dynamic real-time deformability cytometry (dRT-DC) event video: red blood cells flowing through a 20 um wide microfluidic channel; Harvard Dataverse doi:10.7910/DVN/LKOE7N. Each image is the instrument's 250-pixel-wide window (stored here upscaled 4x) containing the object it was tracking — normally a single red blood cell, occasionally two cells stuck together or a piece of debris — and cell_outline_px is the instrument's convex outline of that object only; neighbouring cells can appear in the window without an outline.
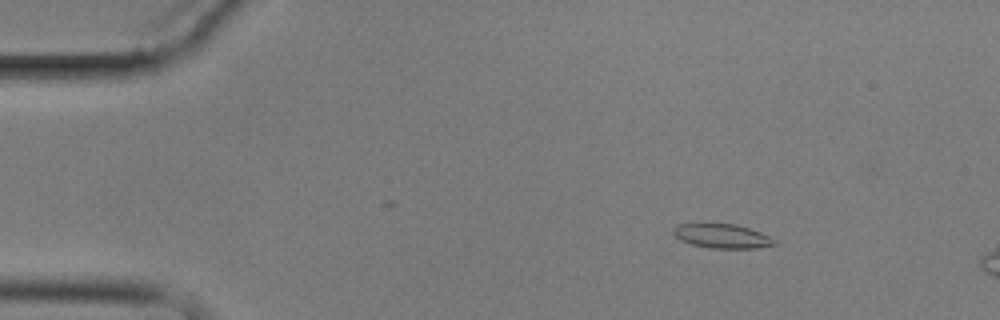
{"species": "common noctule bat (a hibernating species)", "species_latin": "Nyctalus noctula", "temperature_condition": "cold", "stored_images_in_passage": 4, "camera_frame_rate_fps": 3000, "um_per_image_px": 0.085, "animal": {"sex": "male", "body_mass_g": 17.9}, "frame": {"image": 1, "passage_image": 2, "time_ms": 1.0, "image_size_px": [1000, 320], "cell_outline_px": [[776, 244], [756, 248], [712, 248], [692, 244], [680, 240], [672, 232], [672, 228], [676, 224], [736, 224], [760, 232], [776, 240]], "centroid_in_image_um": [61.35, 20.06], "position_along_channel_um": 23.6, "area_um2": 14.1}}